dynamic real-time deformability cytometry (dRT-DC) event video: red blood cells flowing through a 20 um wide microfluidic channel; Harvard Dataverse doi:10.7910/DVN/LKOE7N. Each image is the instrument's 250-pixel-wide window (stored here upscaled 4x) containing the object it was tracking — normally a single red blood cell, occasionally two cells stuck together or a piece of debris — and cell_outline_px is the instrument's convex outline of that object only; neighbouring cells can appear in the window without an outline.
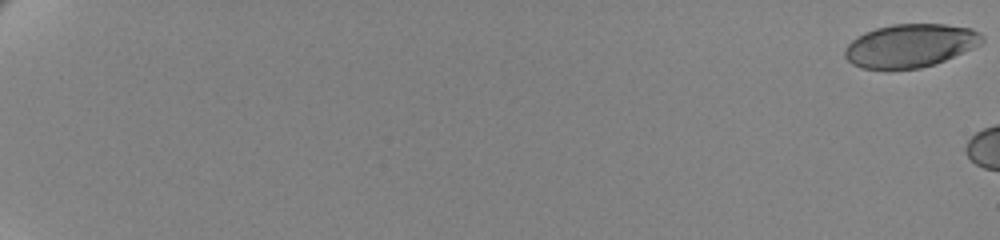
{"species": "human", "species_latin": "Homo sapiens", "temperature_condition": "cold", "stored_images_in_passage": 9, "camera_frame_rate_fps": 3000, "um_per_image_px": 0.085, "donor": {"sex": "female"}, "frame": {"image": 1, "passage_image": 1, "time_ms": 0.0, "image_size_px": [1000, 240], "cell_outline_px": [[984, 40], [980, 44], [972, 48], [944, 60], [920, 68], [860, 68], [852, 64], [844, 56], [844, 48], [856, 36], [864, 32], [876, 28], [892, 24], [944, 24], [972, 28], [980, 32], [984, 36]], "centroid_in_image_um": [77.35, 3.86], "position_along_channel_um": 7.6, "area_um2": 34.45}}